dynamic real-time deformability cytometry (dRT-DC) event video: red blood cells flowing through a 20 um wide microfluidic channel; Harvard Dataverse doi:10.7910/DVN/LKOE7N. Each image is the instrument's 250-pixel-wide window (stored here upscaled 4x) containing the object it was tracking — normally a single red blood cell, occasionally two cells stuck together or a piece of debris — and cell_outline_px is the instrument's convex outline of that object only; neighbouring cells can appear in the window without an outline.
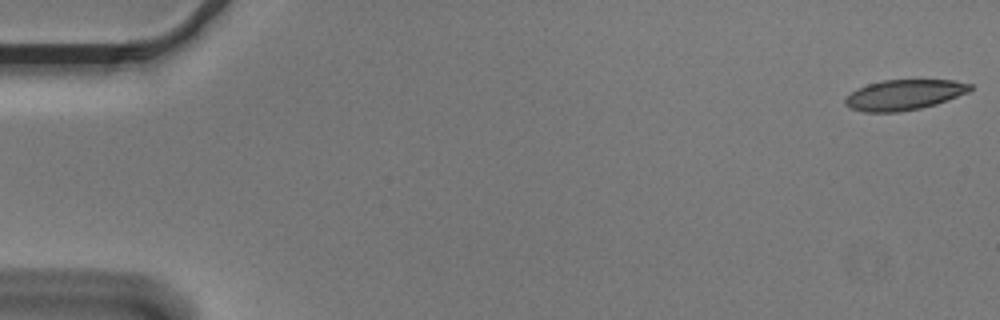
{"species": "Egyptian fruit bat (a non-hibernating species)", "species_latin": "Rousettus aegyptiacus", "temperature_condition": "cold", "stored_images_in_passage": 55, "camera_frame_rate_fps": 3000, "um_per_image_px": 0.085, "animal": {"sex": "male"}, "frame": {"image": 1, "passage_image": 1, "time_ms": 0.0, "image_size_px": [1000, 320], "cell_outline_px": [[972, 88], [968, 92], [936, 104], [920, 108], [900, 112], [864, 112], [848, 108], [844, 104], [844, 100], [856, 88], [868, 84], [884, 80], [956, 80], [972, 84]], "centroid_in_image_um": [76.83, 8.06], "position_along_channel_um": 8.2, "area_um2": 22.14}}
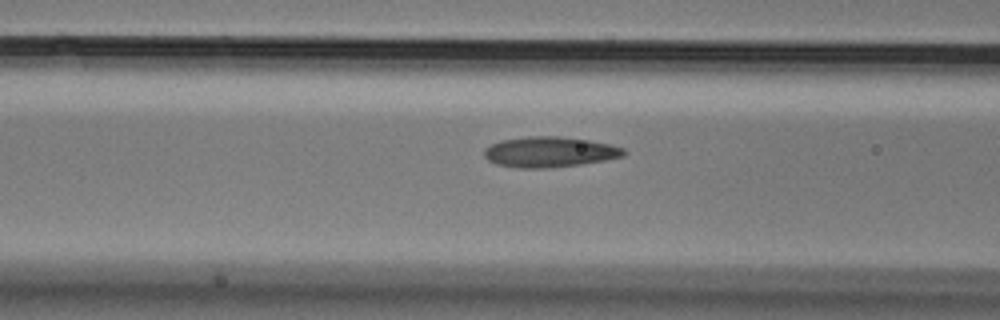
{"frame": {"image": 2, "passage_image": 22, "time_ms": 7.0, "image_size_px": [1000, 320], "cell_outline_px": [[628, 152], [624, 156], [604, 160], [580, 164], [548, 168], [516, 168], [496, 164], [488, 160], [484, 156], [484, 148], [500, 140], [528, 136], [556, 136], [588, 140], [612, 144], [624, 148]], "centroid_in_image_um": [46.71, 12.92], "position_along_channel_um": 119.9, "area_um2": 24.91}}
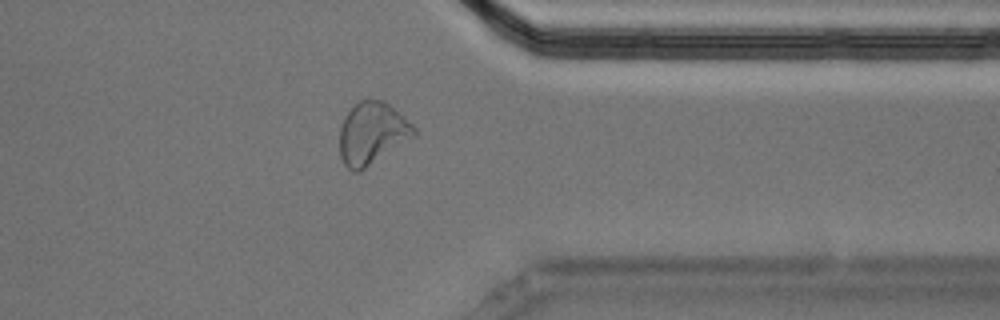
{"frame": {"image": 3, "passage_image": 44, "time_ms": 14.333, "image_size_px": [1000, 320], "cell_outline_px": [[416, 136], [360, 172], [352, 172], [344, 164], [340, 156], [340, 128], [344, 116], [360, 100], [384, 100], [412, 124], [416, 128]], "centroid_in_image_um": [31.63, 11.36], "position_along_channel_um": 379.8, "area_um2": 26.93}, "authors_computed_cell_mechanics": {"area_um2": 24.0448, "velocity_mm_per_s": 3.6296, "shape_relaxation_time_tau1_ms": 9.844, "shape_relaxation_time_tau2_ms": 2.2539, "deformation_change_tau1": 0.2217, "deformation_change_tau2": 0.0788}}